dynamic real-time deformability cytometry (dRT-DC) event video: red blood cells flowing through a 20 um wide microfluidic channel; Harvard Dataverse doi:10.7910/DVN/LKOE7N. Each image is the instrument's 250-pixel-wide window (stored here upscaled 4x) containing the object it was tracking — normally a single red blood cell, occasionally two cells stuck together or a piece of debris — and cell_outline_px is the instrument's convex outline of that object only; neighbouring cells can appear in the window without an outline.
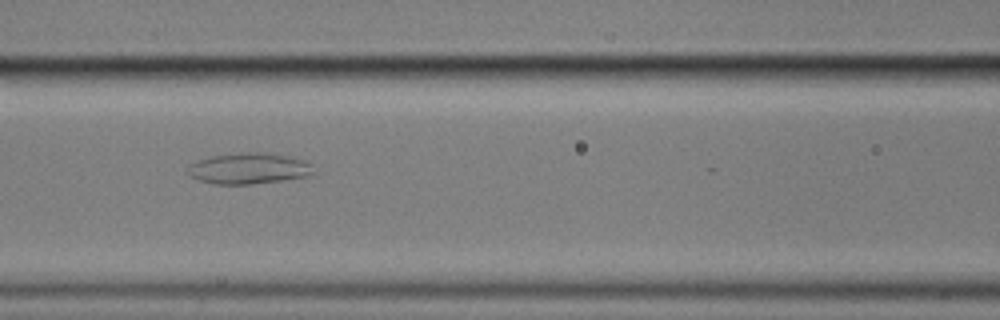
{"species": "common noctule bat (a hibernating species)", "species_latin": "Nyctalus noctula", "temperature_condition": "cold", "stored_images_in_passage": 55, "camera_frame_rate_fps": 3000, "um_per_image_px": 0.085, "animal": {"sex": "male", "body_mass_g": 17.9}, "frame": {"image": 1, "passage_image": 21, "time_ms": 6.667, "image_size_px": [1000, 320], "cell_outline_px": [[316, 176], [252, 184], [212, 184], [188, 176], [184, 172], [188, 164], [196, 160], [212, 156], [240, 152], [260, 152], [292, 156], [304, 160], [308, 164]], "centroid_in_image_um": [21.1, 14.32], "position_along_channel_um": 145.5, "area_um2": 23.24}}
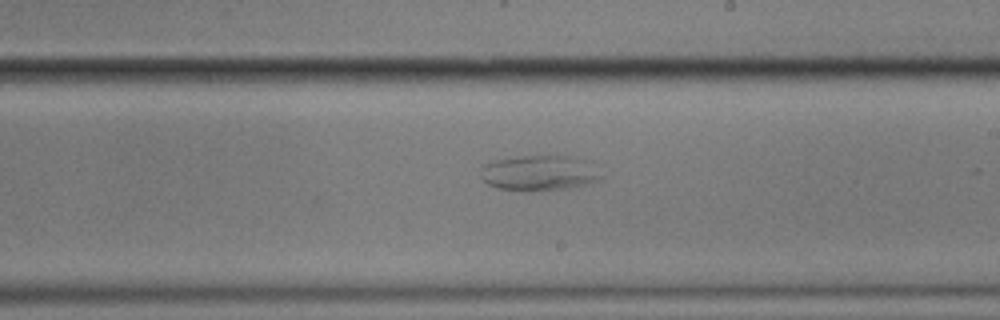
{"frame": {"image": 2, "passage_image": 30, "time_ms": 9.667, "image_size_px": [1000, 320], "cell_outline_px": [[604, 176], [596, 180], [584, 184], [568, 188], [496, 188], [488, 184], [480, 176], [480, 168], [484, 164], [496, 160], [516, 156], [568, 156], [592, 160], [600, 164]], "centroid_in_image_um": [45.95, 14.63], "position_along_channel_um": 243.1, "area_um2": 24.57}}
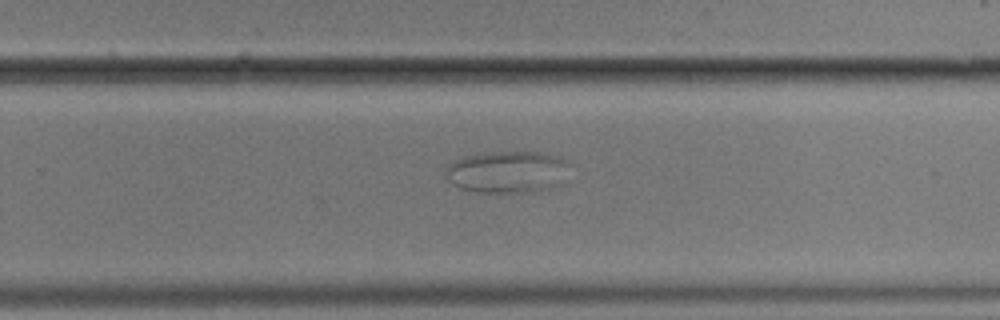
{"frame": {"image": 3, "passage_image": 34, "time_ms": 11.0, "image_size_px": [1000, 320], "cell_outline_px": [[572, 164], [568, 184], [556, 188], [532, 192], [480, 192], [460, 188], [444, 176], [444, 168], [448, 164], [464, 156], [484, 152], [544, 152], [560, 156], [572, 160]], "centroid_in_image_um": [43.31, 14.61], "position_along_channel_um": 286.5, "area_um2": 31.79}}